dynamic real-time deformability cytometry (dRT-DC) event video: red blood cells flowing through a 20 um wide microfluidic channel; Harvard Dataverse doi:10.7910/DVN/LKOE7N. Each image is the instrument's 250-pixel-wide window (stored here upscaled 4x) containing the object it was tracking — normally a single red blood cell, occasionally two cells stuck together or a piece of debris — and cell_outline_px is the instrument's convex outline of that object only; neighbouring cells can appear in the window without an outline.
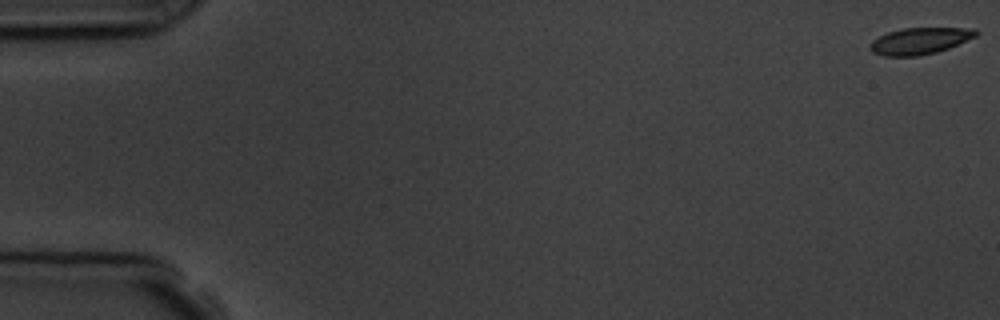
{"species": "common noctule bat (a hibernating species)", "species_latin": "Nyctalus noctula", "temperature_condition": "room temperature", "stored_images_in_passage": 3, "camera_frame_rate_fps": 3000, "um_per_image_px": 0.085, "animal": {"sex": "male", "body_mass_g": 19.5, "forearm_length_mm": 54.6}, "frame": {"image": 1, "passage_image": 1, "time_ms": 0.0, "image_size_px": [1000, 320], "cell_outline_px": [[980, 32], [976, 36], [948, 48], [936, 52], [920, 56], [884, 56], [872, 52], [868, 48], [868, 44], [872, 40], [888, 32], [904, 28], [976, 28]], "centroid_in_image_um": [78.16, 3.48], "position_along_channel_um": 6.8, "area_um2": 16.47}}